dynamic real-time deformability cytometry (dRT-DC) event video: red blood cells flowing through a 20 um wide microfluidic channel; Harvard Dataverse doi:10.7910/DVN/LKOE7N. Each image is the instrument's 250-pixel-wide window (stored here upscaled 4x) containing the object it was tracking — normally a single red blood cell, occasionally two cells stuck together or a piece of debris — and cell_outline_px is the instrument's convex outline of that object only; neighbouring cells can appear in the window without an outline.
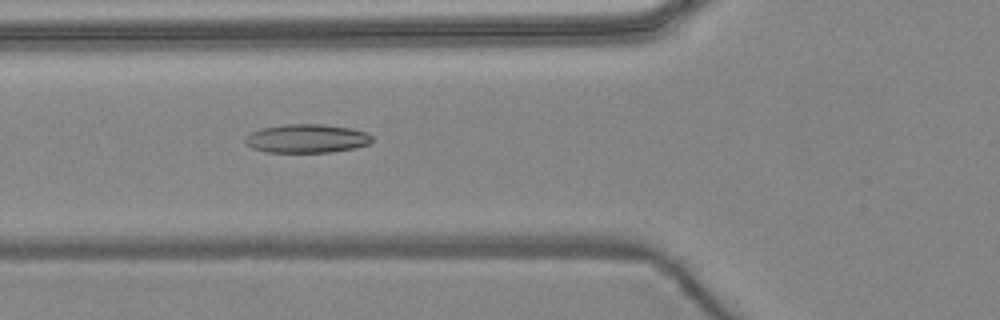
{"species": "common noctule bat (a hibernating species)", "species_latin": "Nyctalus noctula", "temperature_condition": "warm", "stored_images_in_passage": 4, "camera_frame_rate_fps": 3000, "um_per_image_px": 0.085, "animal": {"sex": "female", "body_mass_g": 24.6, "forearm_length_mm": 56.2}, "frame": {"image": 1, "passage_image": 4, "time_ms": 3.333, "image_size_px": [1000, 320], "cell_outline_px": [[372, 140], [368, 144], [356, 148], [332, 152], [264, 152], [252, 148], [244, 140], [252, 132], [260, 128], [284, 124], [324, 124], [348, 128], [368, 132], [372, 136]], "centroid_in_image_um": [26.09, 11.77], "position_along_channel_um": 99.7, "area_um2": 21.21}}